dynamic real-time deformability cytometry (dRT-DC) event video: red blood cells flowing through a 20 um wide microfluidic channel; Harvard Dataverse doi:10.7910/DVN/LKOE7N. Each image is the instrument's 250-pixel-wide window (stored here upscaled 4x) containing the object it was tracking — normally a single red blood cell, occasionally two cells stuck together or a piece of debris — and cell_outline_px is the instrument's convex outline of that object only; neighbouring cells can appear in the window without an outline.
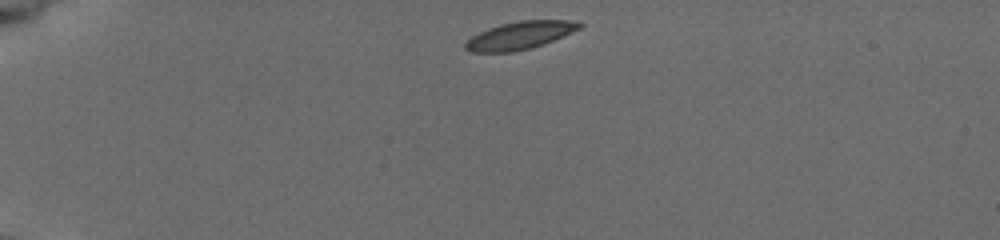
{"species": "common noctule bat (a hibernating species)", "species_latin": "Nyctalus noctula", "temperature_condition": "cold", "stored_images_in_passage": 15, "camera_frame_rate_fps": 3000, "um_per_image_px": 0.085, "animal": {"sex": "female", "body_mass_g": 19.5, "forearm_length_mm": 54.1}, "frame": {"image": 1, "passage_image": 1, "time_ms": 0.0, "image_size_px": [1000, 240], "cell_outline_px": [[584, 24], [580, 28], [544, 44], [532, 48], [512, 52], [468, 52], [464, 48], [464, 44], [472, 36], [488, 28], [500, 24], [520, 20], [568, 20]], "centroid_in_image_um": [44.16, 3.01], "position_along_channel_um": 40.8, "area_um2": 18.38}}
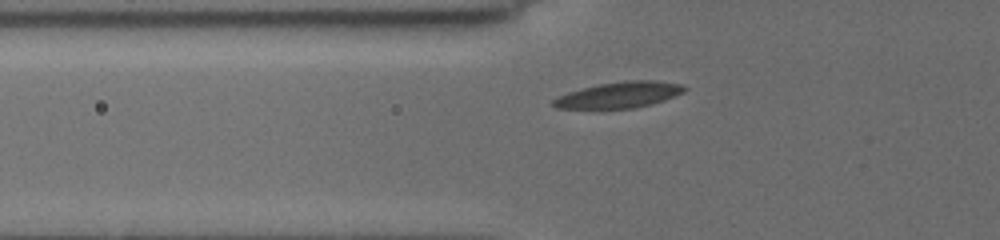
{"frame": {"image": 2, "passage_image": 9, "time_ms": 2.333, "image_size_px": [1000, 240], "cell_outline_px": [[688, 88], [684, 92], [664, 100], [652, 104], [632, 108], [556, 108], [552, 104], [552, 100], [568, 92], [596, 84], [624, 80], [656, 80], [680, 84]], "centroid_in_image_um": [52.66, 8.05], "position_along_channel_um": 73.1, "area_um2": 19.83}}
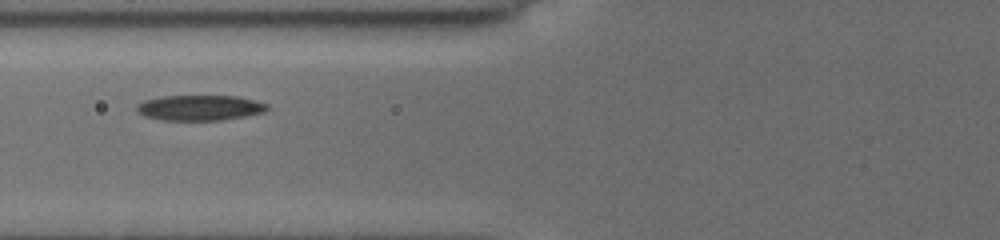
{"frame": {"image": 3, "passage_image": 14, "time_ms": 3.333, "image_size_px": [1000, 240], "cell_outline_px": [[268, 108], [264, 112], [244, 116], [220, 120], [164, 120], [144, 116], [136, 112], [136, 104], [144, 100], [160, 96], [240, 96], [256, 100], [268, 104]], "centroid_in_image_um": [16.96, 9.15], "position_along_channel_um": 108.8, "area_um2": 19.42}}